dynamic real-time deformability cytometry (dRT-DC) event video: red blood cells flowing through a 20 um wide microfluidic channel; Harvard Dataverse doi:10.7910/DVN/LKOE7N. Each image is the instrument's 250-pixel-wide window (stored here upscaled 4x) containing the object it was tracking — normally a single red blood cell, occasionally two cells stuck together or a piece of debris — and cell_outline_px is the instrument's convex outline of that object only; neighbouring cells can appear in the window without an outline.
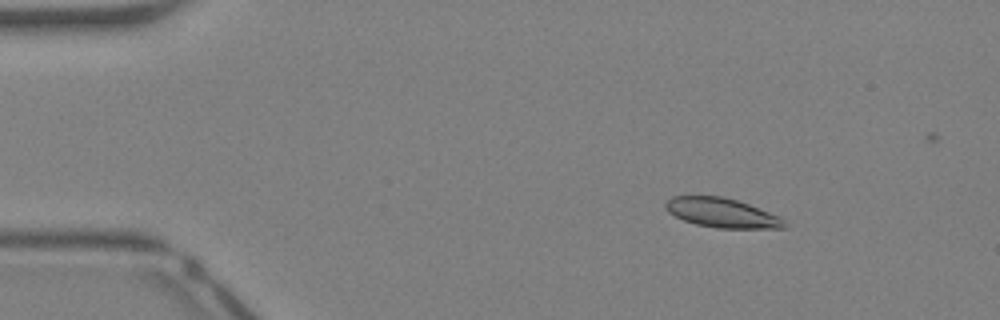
{"species": "Egyptian fruit bat (a non-hibernating species)", "species_latin": "Rousettus aegyptiacus", "temperature_condition": "warm", "stored_images_in_passage": 14, "camera_frame_rate_fps": 3000, "um_per_image_px": 0.085, "animal": {"sex": "female"}, "frame": {"image": 1, "passage_image": 7, "time_ms": 2.0, "image_size_px": [1000, 320], "cell_outline_px": [[784, 228], [716, 228], [696, 224], [684, 220], [668, 212], [664, 208], [664, 204], [672, 196], [720, 196], [736, 200], [748, 204], [780, 216], [784, 220]], "centroid_in_image_um": [61.33, 18.09], "position_along_channel_um": 23.7, "area_um2": 20.17}}